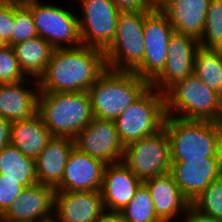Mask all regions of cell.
Listing matches in <instances>:
<instances>
[{"label": "cell", "instance_id": "obj_37", "mask_svg": "<svg viewBox=\"0 0 222 222\" xmlns=\"http://www.w3.org/2000/svg\"><path fill=\"white\" fill-rule=\"evenodd\" d=\"M106 211L104 210L93 222H126L120 212Z\"/></svg>", "mask_w": 222, "mask_h": 222}, {"label": "cell", "instance_id": "obj_27", "mask_svg": "<svg viewBox=\"0 0 222 222\" xmlns=\"http://www.w3.org/2000/svg\"><path fill=\"white\" fill-rule=\"evenodd\" d=\"M120 213L126 222H162L155 213L150 192L143 183Z\"/></svg>", "mask_w": 222, "mask_h": 222}, {"label": "cell", "instance_id": "obj_26", "mask_svg": "<svg viewBox=\"0 0 222 222\" xmlns=\"http://www.w3.org/2000/svg\"><path fill=\"white\" fill-rule=\"evenodd\" d=\"M194 74L222 97V49L199 47L195 56Z\"/></svg>", "mask_w": 222, "mask_h": 222}, {"label": "cell", "instance_id": "obj_24", "mask_svg": "<svg viewBox=\"0 0 222 222\" xmlns=\"http://www.w3.org/2000/svg\"><path fill=\"white\" fill-rule=\"evenodd\" d=\"M12 47L21 71L36 80L44 73L54 50L50 43L39 36Z\"/></svg>", "mask_w": 222, "mask_h": 222}, {"label": "cell", "instance_id": "obj_22", "mask_svg": "<svg viewBox=\"0 0 222 222\" xmlns=\"http://www.w3.org/2000/svg\"><path fill=\"white\" fill-rule=\"evenodd\" d=\"M53 135L36 113L32 117L11 124L10 144L22 154L35 159Z\"/></svg>", "mask_w": 222, "mask_h": 222}, {"label": "cell", "instance_id": "obj_35", "mask_svg": "<svg viewBox=\"0 0 222 222\" xmlns=\"http://www.w3.org/2000/svg\"><path fill=\"white\" fill-rule=\"evenodd\" d=\"M184 213L187 214L185 215L187 218L184 222H222L221 219L214 218L198 211L191 204Z\"/></svg>", "mask_w": 222, "mask_h": 222}, {"label": "cell", "instance_id": "obj_11", "mask_svg": "<svg viewBox=\"0 0 222 222\" xmlns=\"http://www.w3.org/2000/svg\"><path fill=\"white\" fill-rule=\"evenodd\" d=\"M79 1L84 12L78 19L82 44L104 52L115 38L121 10L112 0Z\"/></svg>", "mask_w": 222, "mask_h": 222}, {"label": "cell", "instance_id": "obj_13", "mask_svg": "<svg viewBox=\"0 0 222 222\" xmlns=\"http://www.w3.org/2000/svg\"><path fill=\"white\" fill-rule=\"evenodd\" d=\"M198 48L199 41L195 38L174 32L170 38L165 68L150 86L160 93H165L176 82L193 74Z\"/></svg>", "mask_w": 222, "mask_h": 222}, {"label": "cell", "instance_id": "obj_7", "mask_svg": "<svg viewBox=\"0 0 222 222\" xmlns=\"http://www.w3.org/2000/svg\"><path fill=\"white\" fill-rule=\"evenodd\" d=\"M148 12L126 10L119 13L115 38L104 51L107 69L133 71L143 61L145 54L143 24Z\"/></svg>", "mask_w": 222, "mask_h": 222}, {"label": "cell", "instance_id": "obj_10", "mask_svg": "<svg viewBox=\"0 0 222 222\" xmlns=\"http://www.w3.org/2000/svg\"><path fill=\"white\" fill-rule=\"evenodd\" d=\"M31 10L38 36L46 40L54 49L65 48L62 42L76 47L82 44L79 18L57 6L42 5L39 0H22Z\"/></svg>", "mask_w": 222, "mask_h": 222}, {"label": "cell", "instance_id": "obj_25", "mask_svg": "<svg viewBox=\"0 0 222 222\" xmlns=\"http://www.w3.org/2000/svg\"><path fill=\"white\" fill-rule=\"evenodd\" d=\"M0 175L17 180L24 187L38 183L35 159L25 156L12 144L0 150Z\"/></svg>", "mask_w": 222, "mask_h": 222}, {"label": "cell", "instance_id": "obj_14", "mask_svg": "<svg viewBox=\"0 0 222 222\" xmlns=\"http://www.w3.org/2000/svg\"><path fill=\"white\" fill-rule=\"evenodd\" d=\"M170 174L191 204L214 180L222 176V157L171 162Z\"/></svg>", "mask_w": 222, "mask_h": 222}, {"label": "cell", "instance_id": "obj_19", "mask_svg": "<svg viewBox=\"0 0 222 222\" xmlns=\"http://www.w3.org/2000/svg\"><path fill=\"white\" fill-rule=\"evenodd\" d=\"M74 146L73 138L52 137L35 158L38 183L52 188H56L61 183L69 153Z\"/></svg>", "mask_w": 222, "mask_h": 222}, {"label": "cell", "instance_id": "obj_3", "mask_svg": "<svg viewBox=\"0 0 222 222\" xmlns=\"http://www.w3.org/2000/svg\"><path fill=\"white\" fill-rule=\"evenodd\" d=\"M38 93L37 113L53 136L74 139L93 119L86 91Z\"/></svg>", "mask_w": 222, "mask_h": 222}, {"label": "cell", "instance_id": "obj_31", "mask_svg": "<svg viewBox=\"0 0 222 222\" xmlns=\"http://www.w3.org/2000/svg\"><path fill=\"white\" fill-rule=\"evenodd\" d=\"M24 79L12 46L7 45L0 49V84L18 83Z\"/></svg>", "mask_w": 222, "mask_h": 222}, {"label": "cell", "instance_id": "obj_30", "mask_svg": "<svg viewBox=\"0 0 222 222\" xmlns=\"http://www.w3.org/2000/svg\"><path fill=\"white\" fill-rule=\"evenodd\" d=\"M191 205L206 215L222 220V176L203 190Z\"/></svg>", "mask_w": 222, "mask_h": 222}, {"label": "cell", "instance_id": "obj_18", "mask_svg": "<svg viewBox=\"0 0 222 222\" xmlns=\"http://www.w3.org/2000/svg\"><path fill=\"white\" fill-rule=\"evenodd\" d=\"M142 183L123 161L107 164L100 190L105 210L107 208L109 211L123 210Z\"/></svg>", "mask_w": 222, "mask_h": 222}, {"label": "cell", "instance_id": "obj_4", "mask_svg": "<svg viewBox=\"0 0 222 222\" xmlns=\"http://www.w3.org/2000/svg\"><path fill=\"white\" fill-rule=\"evenodd\" d=\"M149 87L133 71L106 69L88 90L93 117L115 120Z\"/></svg>", "mask_w": 222, "mask_h": 222}, {"label": "cell", "instance_id": "obj_32", "mask_svg": "<svg viewBox=\"0 0 222 222\" xmlns=\"http://www.w3.org/2000/svg\"><path fill=\"white\" fill-rule=\"evenodd\" d=\"M24 188L17 180L3 178V175H0V216L17 200Z\"/></svg>", "mask_w": 222, "mask_h": 222}, {"label": "cell", "instance_id": "obj_39", "mask_svg": "<svg viewBox=\"0 0 222 222\" xmlns=\"http://www.w3.org/2000/svg\"><path fill=\"white\" fill-rule=\"evenodd\" d=\"M8 44L2 39V37L0 36V49L4 48L5 46H7Z\"/></svg>", "mask_w": 222, "mask_h": 222}, {"label": "cell", "instance_id": "obj_12", "mask_svg": "<svg viewBox=\"0 0 222 222\" xmlns=\"http://www.w3.org/2000/svg\"><path fill=\"white\" fill-rule=\"evenodd\" d=\"M75 147L107 164L122 161L124 146L114 120L93 117L92 121L74 138Z\"/></svg>", "mask_w": 222, "mask_h": 222}, {"label": "cell", "instance_id": "obj_29", "mask_svg": "<svg viewBox=\"0 0 222 222\" xmlns=\"http://www.w3.org/2000/svg\"><path fill=\"white\" fill-rule=\"evenodd\" d=\"M12 46L38 36L31 10L22 0H14Z\"/></svg>", "mask_w": 222, "mask_h": 222}, {"label": "cell", "instance_id": "obj_6", "mask_svg": "<svg viewBox=\"0 0 222 222\" xmlns=\"http://www.w3.org/2000/svg\"><path fill=\"white\" fill-rule=\"evenodd\" d=\"M166 118L165 96L150 86L114 122L124 147L158 133Z\"/></svg>", "mask_w": 222, "mask_h": 222}, {"label": "cell", "instance_id": "obj_5", "mask_svg": "<svg viewBox=\"0 0 222 222\" xmlns=\"http://www.w3.org/2000/svg\"><path fill=\"white\" fill-rule=\"evenodd\" d=\"M166 115L181 111L184 120L222 122V97L194 73L176 82L165 93Z\"/></svg>", "mask_w": 222, "mask_h": 222}, {"label": "cell", "instance_id": "obj_1", "mask_svg": "<svg viewBox=\"0 0 222 222\" xmlns=\"http://www.w3.org/2000/svg\"><path fill=\"white\" fill-rule=\"evenodd\" d=\"M102 50L85 46L54 49L44 73L37 80L38 92H88L106 70Z\"/></svg>", "mask_w": 222, "mask_h": 222}, {"label": "cell", "instance_id": "obj_28", "mask_svg": "<svg viewBox=\"0 0 222 222\" xmlns=\"http://www.w3.org/2000/svg\"><path fill=\"white\" fill-rule=\"evenodd\" d=\"M199 47L222 49V0H211L209 3Z\"/></svg>", "mask_w": 222, "mask_h": 222}, {"label": "cell", "instance_id": "obj_9", "mask_svg": "<svg viewBox=\"0 0 222 222\" xmlns=\"http://www.w3.org/2000/svg\"><path fill=\"white\" fill-rule=\"evenodd\" d=\"M145 54L143 61L133 70L151 83L165 68L169 42L175 32L163 10L149 11L143 24Z\"/></svg>", "mask_w": 222, "mask_h": 222}, {"label": "cell", "instance_id": "obj_15", "mask_svg": "<svg viewBox=\"0 0 222 222\" xmlns=\"http://www.w3.org/2000/svg\"><path fill=\"white\" fill-rule=\"evenodd\" d=\"M56 189L36 183L25 187L17 200L0 216L6 222H50Z\"/></svg>", "mask_w": 222, "mask_h": 222}, {"label": "cell", "instance_id": "obj_23", "mask_svg": "<svg viewBox=\"0 0 222 222\" xmlns=\"http://www.w3.org/2000/svg\"><path fill=\"white\" fill-rule=\"evenodd\" d=\"M18 83L0 84V117L10 121L25 120L37 113L38 94Z\"/></svg>", "mask_w": 222, "mask_h": 222}, {"label": "cell", "instance_id": "obj_2", "mask_svg": "<svg viewBox=\"0 0 222 222\" xmlns=\"http://www.w3.org/2000/svg\"><path fill=\"white\" fill-rule=\"evenodd\" d=\"M171 162L222 157V122L184 120L166 115Z\"/></svg>", "mask_w": 222, "mask_h": 222}, {"label": "cell", "instance_id": "obj_21", "mask_svg": "<svg viewBox=\"0 0 222 222\" xmlns=\"http://www.w3.org/2000/svg\"><path fill=\"white\" fill-rule=\"evenodd\" d=\"M211 0H171L163 9L173 30L199 41L204 32L207 9Z\"/></svg>", "mask_w": 222, "mask_h": 222}, {"label": "cell", "instance_id": "obj_34", "mask_svg": "<svg viewBox=\"0 0 222 222\" xmlns=\"http://www.w3.org/2000/svg\"><path fill=\"white\" fill-rule=\"evenodd\" d=\"M121 11H151L149 0H112Z\"/></svg>", "mask_w": 222, "mask_h": 222}, {"label": "cell", "instance_id": "obj_38", "mask_svg": "<svg viewBox=\"0 0 222 222\" xmlns=\"http://www.w3.org/2000/svg\"><path fill=\"white\" fill-rule=\"evenodd\" d=\"M170 1L171 0H149L151 4V10L154 9L163 10Z\"/></svg>", "mask_w": 222, "mask_h": 222}, {"label": "cell", "instance_id": "obj_33", "mask_svg": "<svg viewBox=\"0 0 222 222\" xmlns=\"http://www.w3.org/2000/svg\"><path fill=\"white\" fill-rule=\"evenodd\" d=\"M14 0H0V36L12 46Z\"/></svg>", "mask_w": 222, "mask_h": 222}, {"label": "cell", "instance_id": "obj_36", "mask_svg": "<svg viewBox=\"0 0 222 222\" xmlns=\"http://www.w3.org/2000/svg\"><path fill=\"white\" fill-rule=\"evenodd\" d=\"M12 122L0 117V150L10 144Z\"/></svg>", "mask_w": 222, "mask_h": 222}, {"label": "cell", "instance_id": "obj_17", "mask_svg": "<svg viewBox=\"0 0 222 222\" xmlns=\"http://www.w3.org/2000/svg\"><path fill=\"white\" fill-rule=\"evenodd\" d=\"M54 222H93L104 210L101 191H56Z\"/></svg>", "mask_w": 222, "mask_h": 222}, {"label": "cell", "instance_id": "obj_16", "mask_svg": "<svg viewBox=\"0 0 222 222\" xmlns=\"http://www.w3.org/2000/svg\"><path fill=\"white\" fill-rule=\"evenodd\" d=\"M106 164L73 147L56 191H100Z\"/></svg>", "mask_w": 222, "mask_h": 222}, {"label": "cell", "instance_id": "obj_20", "mask_svg": "<svg viewBox=\"0 0 222 222\" xmlns=\"http://www.w3.org/2000/svg\"><path fill=\"white\" fill-rule=\"evenodd\" d=\"M143 184L148 188L155 213L162 222L171 221L190 205L170 173L147 179Z\"/></svg>", "mask_w": 222, "mask_h": 222}, {"label": "cell", "instance_id": "obj_8", "mask_svg": "<svg viewBox=\"0 0 222 222\" xmlns=\"http://www.w3.org/2000/svg\"><path fill=\"white\" fill-rule=\"evenodd\" d=\"M122 161L142 182L169 173L172 163L165 129L128 144L124 148Z\"/></svg>", "mask_w": 222, "mask_h": 222}]
</instances>
